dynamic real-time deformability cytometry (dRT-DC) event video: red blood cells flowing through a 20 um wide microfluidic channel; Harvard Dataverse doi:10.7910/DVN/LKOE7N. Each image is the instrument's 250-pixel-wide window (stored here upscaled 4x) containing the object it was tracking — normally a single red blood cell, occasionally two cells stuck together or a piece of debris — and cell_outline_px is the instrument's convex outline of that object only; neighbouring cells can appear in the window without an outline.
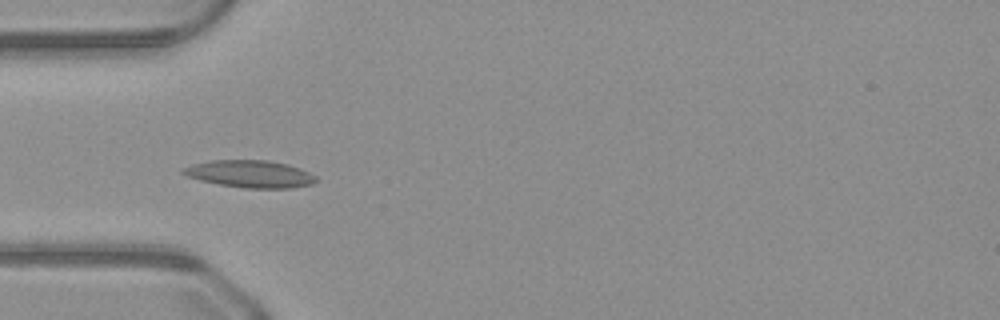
{"species": "common noctule bat (a hibernating species)", "species_latin": "Nyctalus noctula", "temperature_condition": "warm", "stored_images_in_passage": 35, "camera_frame_rate_fps": 3000, "um_per_image_px": 0.085, "animal": {"sex": "male", "body_mass_g": 23.1, "forearm_length_mm": 52.7}, "frame": {"image": 1, "passage_image": 1, "time_ms": 0.0, "image_size_px": [1000, 320], "cell_outline_px": [[316, 180], [312, 184], [292, 188], [244, 188], [220, 184], [200, 180], [188, 176], [180, 172], [180, 168], [192, 164], [212, 160], [268, 160], [288, 164], [300, 168], [316, 176]], "centroid_in_image_um": [21.24, 14.78], "position_along_channel_um": 63.8, "area_um2": 21.15}}
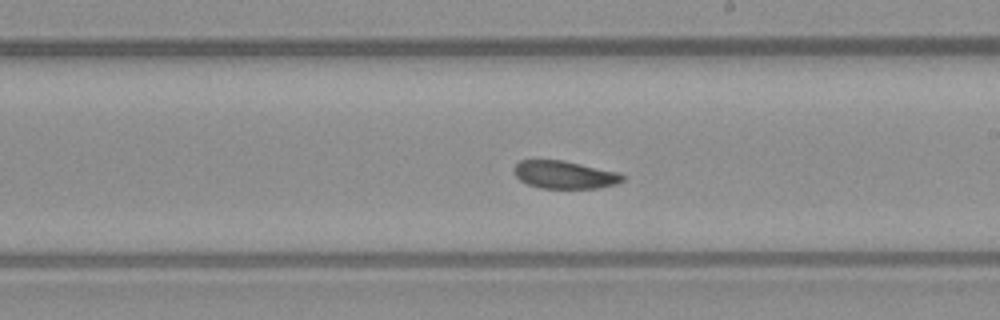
{"frame": {"image": 2, "passage_image": 14, "time_ms": 4.333, "image_size_px": [1000, 320], "cell_outline_px": [[624, 180], [616, 184], [600, 188], [540, 188], [528, 184], [520, 180], [512, 172], [512, 168], [520, 160], [564, 160], [620, 172], [624, 176]], "centroid_in_image_um": [47.99, 14.85], "position_along_channel_um": 241.0, "area_um2": 17.8}}
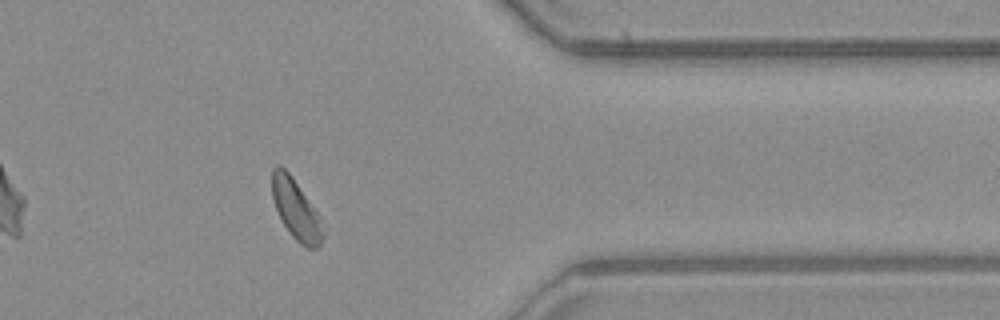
{"frame": {"image": 3, "passage_image": 26, "time_ms": 8.333, "image_size_px": [1000, 320], "cell_outline_px": [[324, 236], [320, 244], [316, 248], [308, 248], [300, 244], [292, 236], [284, 224], [276, 208], [272, 196], [272, 168], [276, 164], [280, 164], [292, 176], [320, 216], [324, 224]], "centroid_in_image_um": [25.18, 17.8], "position_along_channel_um": 386.2, "area_um2": 17.8}}